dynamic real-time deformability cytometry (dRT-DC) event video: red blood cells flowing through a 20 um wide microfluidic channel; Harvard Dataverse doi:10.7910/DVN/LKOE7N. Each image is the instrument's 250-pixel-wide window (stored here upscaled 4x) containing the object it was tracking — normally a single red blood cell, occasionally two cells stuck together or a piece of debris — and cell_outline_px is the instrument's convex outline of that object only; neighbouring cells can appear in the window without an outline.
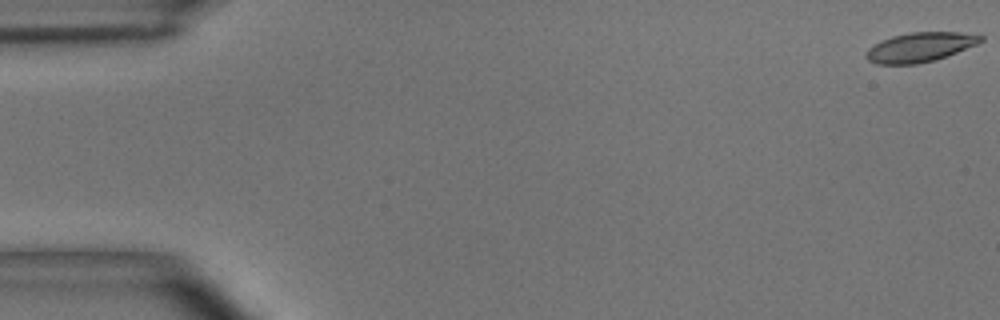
{"species": "common noctule bat (a hibernating species)", "species_latin": "Nyctalus noctula", "temperature_condition": "room temperature", "stored_images_in_passage": 8, "camera_frame_rate_fps": 3000, "um_per_image_px": 0.085, "animal": {"sex": "male", "body_mass_g": 15.6}, "frame": {"image": 1, "passage_image": 1, "time_ms": 0.0, "image_size_px": [1000, 320], "cell_outline_px": [[984, 40], [976, 44], [936, 60], [916, 64], [876, 64], [868, 60], [864, 56], [864, 52], [872, 44], [880, 40], [892, 36], [908, 32], [980, 32], [984, 36]], "centroid_in_image_um": [78.2, 3.99], "position_along_channel_um": 6.8, "area_um2": 20.11}}